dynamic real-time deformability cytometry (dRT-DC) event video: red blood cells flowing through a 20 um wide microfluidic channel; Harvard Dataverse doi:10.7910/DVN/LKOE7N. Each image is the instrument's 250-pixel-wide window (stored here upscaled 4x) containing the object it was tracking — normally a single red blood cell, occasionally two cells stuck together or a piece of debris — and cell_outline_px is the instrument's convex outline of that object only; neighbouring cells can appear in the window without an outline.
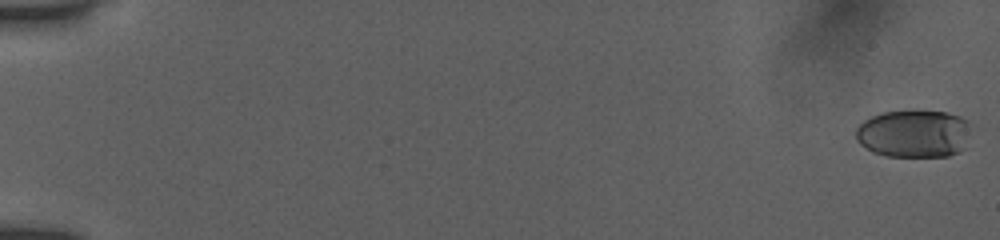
{"species": "human", "species_latin": "Homo sapiens", "temperature_condition": "room temperature", "stored_images_in_passage": 54, "camera_frame_rate_fps": 3000, "um_per_image_px": 0.085, "donor": {"sex": "female"}, "frame": {"image": 1, "passage_image": 1, "time_ms": 0.0, "image_size_px": [1000, 240], "cell_outline_px": [[972, 124], [960, 152], [948, 156], [884, 156], [872, 152], [860, 144], [856, 140], [856, 128], [864, 120], [872, 116], [884, 112], [916, 108], [948, 112], [960, 116], [968, 120]], "centroid_in_image_um": [77.67, 11.32], "position_along_channel_um": 7.3, "area_um2": 32.77}}
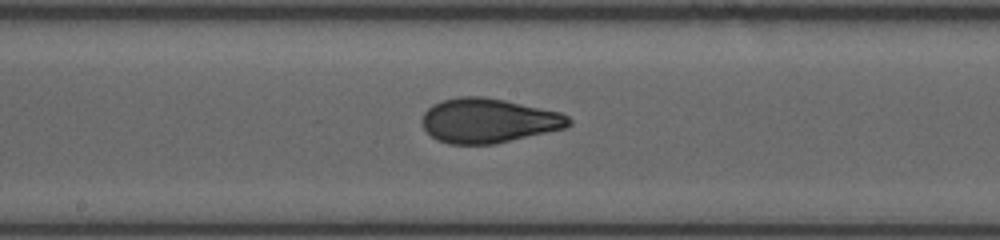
{"frame": {"image": 2, "passage_image": 31, "time_ms": 10.0, "image_size_px": [1000, 240], "cell_outline_px": [[572, 124], [564, 128], [496, 144], [448, 144], [436, 140], [424, 128], [420, 120], [424, 112], [432, 104], [444, 100], [460, 96], [484, 96], [504, 100], [560, 112], [568, 116], [572, 120]], "centroid_in_image_um": [41.5, 10.25], "position_along_channel_um": 206.7, "area_um2": 38.09}}
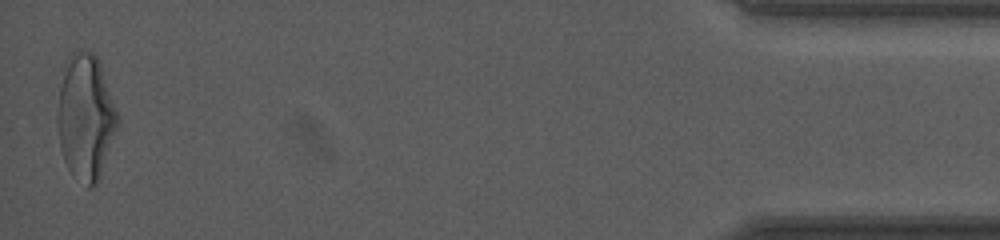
{"frame": {"image": 3, "passage_image": 54, "time_ms": 17.667, "image_size_px": [1000, 240], "cell_outline_px": [[120, 120], [100, 180], [92, 188], [88, 188], [68, 168], [64, 160], [60, 148], [56, 124], [56, 116], [60, 88], [68, 56], [72, 52], [92, 52], [96, 56], [100, 64]], "centroid_in_image_um": [7.28, 10.01], "position_along_channel_um": 427.9, "area_um2": 43.81}, "authors_computed_cell_mechanics": {"area_um2": 37.3677, "velocity_mm_per_s": 3.924, "shape_relaxation_time_tau1_ms": 6.2325, "shape_relaxation_time_tau2_ms": 0.8577, "deformation_change_tau1": 0.1996, "deformation_change_tau2": 0.0636}}